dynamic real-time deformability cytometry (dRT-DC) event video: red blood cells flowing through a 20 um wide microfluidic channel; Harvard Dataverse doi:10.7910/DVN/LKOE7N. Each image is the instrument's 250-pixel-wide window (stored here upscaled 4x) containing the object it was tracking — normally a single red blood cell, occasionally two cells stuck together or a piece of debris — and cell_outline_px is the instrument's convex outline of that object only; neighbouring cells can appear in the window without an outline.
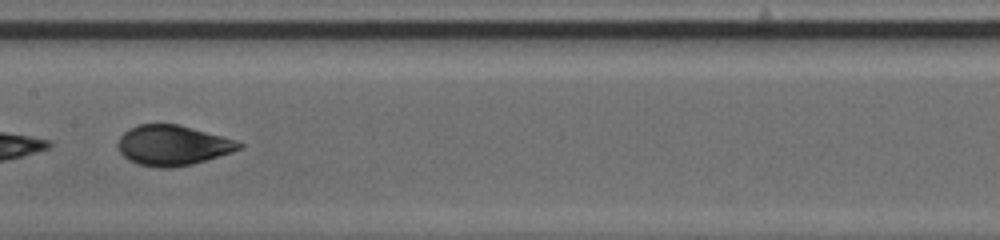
{"species": "human", "species_latin": "Homo sapiens", "temperature_condition": "cold", "stored_images_in_passage": 51, "segment_of_instrument_passage": [2, 2], "camera_frame_rate_fps": 3000, "um_per_image_px": 0.085, "donor": {"sex": "male"}, "frame": {"image": 1, "passage_image": 30, "time_ms": 9.667, "image_size_px": [1000, 240], "cell_outline_px": [[244, 148], [232, 152], [192, 164], [168, 168], [156, 168], [140, 164], [128, 160], [120, 152], [116, 144], [120, 136], [128, 128], [140, 124], [176, 124], [192, 128], [236, 140], [244, 144]], "centroid_in_image_um": [14.66, 12.35], "position_along_channel_um": 192.7, "area_um2": 28.32}}
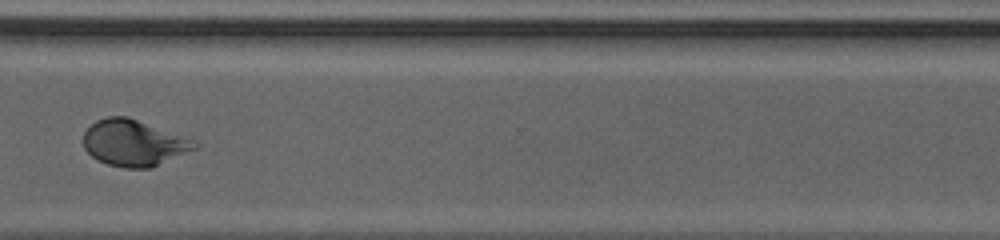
{"frame": {"image": 2, "passage_image": 42, "time_ms": 13.667, "image_size_px": [1000, 240], "cell_outline_px": [[200, 144], [196, 148], [152, 168], [124, 168], [108, 164], [92, 156], [84, 148], [84, 132], [96, 120], [108, 116], [128, 116]], "centroid_in_image_um": [11.32, 12.16], "position_along_channel_um": 359.3, "area_um2": 29.36}}